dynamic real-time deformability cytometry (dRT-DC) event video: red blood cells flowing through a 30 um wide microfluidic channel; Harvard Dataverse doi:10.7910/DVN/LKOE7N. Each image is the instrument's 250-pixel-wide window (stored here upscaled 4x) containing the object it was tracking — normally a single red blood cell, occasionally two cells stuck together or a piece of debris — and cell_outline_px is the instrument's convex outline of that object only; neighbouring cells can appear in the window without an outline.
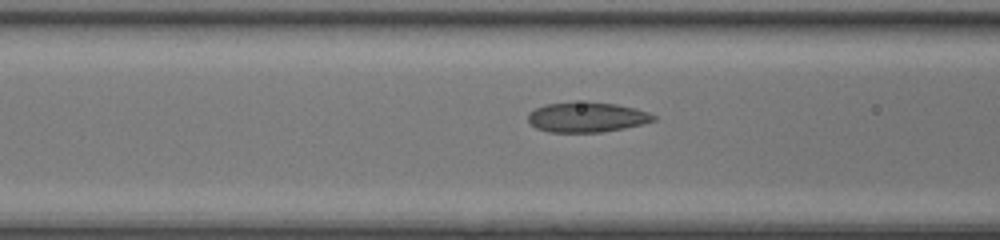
{"species": "common noctule bat (a hibernating species)", "species_latin": "Nyctalus noctula", "temperature_condition": "room temperature", "stored_images_in_passage": 37, "camera_frame_rate_fps": 3000, "um_per_image_px": 0.085, "animal": {"sex": "female", "body_mass_g": 17.0, "forearm_length_mm": 48.0}, "frame": {"image": 1, "passage_image": 18, "time_ms": 5.667, "image_size_px": [1000, 240], "cell_outline_px": [[656, 120], [624, 128], [604, 132], [548, 132], [536, 128], [528, 120], [528, 112], [544, 104], [616, 104], [636, 108], [648, 112], [656, 116]], "centroid_in_image_um": [49.89, 10.0], "position_along_channel_um": 116.7, "area_um2": 21.27}}
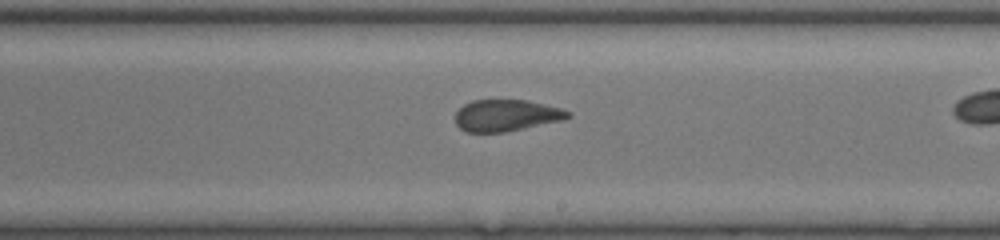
{"frame": {"image": 2, "passage_image": 27, "time_ms": 8.667, "image_size_px": [1000, 240], "cell_outline_px": [[572, 116], [564, 120], [504, 132], [464, 132], [456, 124], [456, 112], [464, 104], [472, 100], [528, 100], [560, 108], [572, 112]], "centroid_in_image_um": [43.05, 9.81], "position_along_channel_um": 245.9, "area_um2": 20.81}}
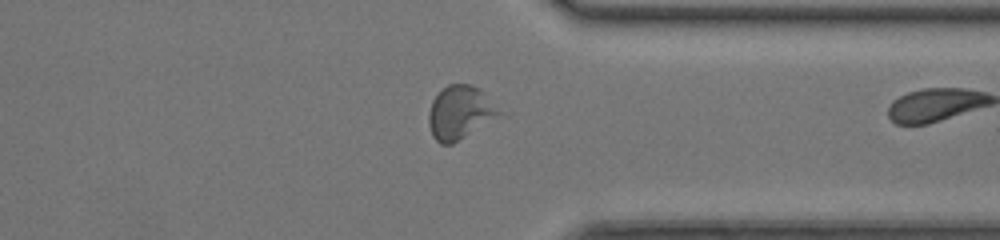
{"frame": {"image": 3, "passage_image": 36, "time_ms": 11.667, "image_size_px": [1000, 240], "cell_outline_px": [[512, 112], [508, 116], [452, 144], [440, 144], [432, 136], [428, 124], [428, 112], [432, 100], [448, 84], [472, 84], [480, 88]], "centroid_in_image_um": [39.32, 9.58], "position_along_channel_um": 372.1, "area_um2": 23.87}}